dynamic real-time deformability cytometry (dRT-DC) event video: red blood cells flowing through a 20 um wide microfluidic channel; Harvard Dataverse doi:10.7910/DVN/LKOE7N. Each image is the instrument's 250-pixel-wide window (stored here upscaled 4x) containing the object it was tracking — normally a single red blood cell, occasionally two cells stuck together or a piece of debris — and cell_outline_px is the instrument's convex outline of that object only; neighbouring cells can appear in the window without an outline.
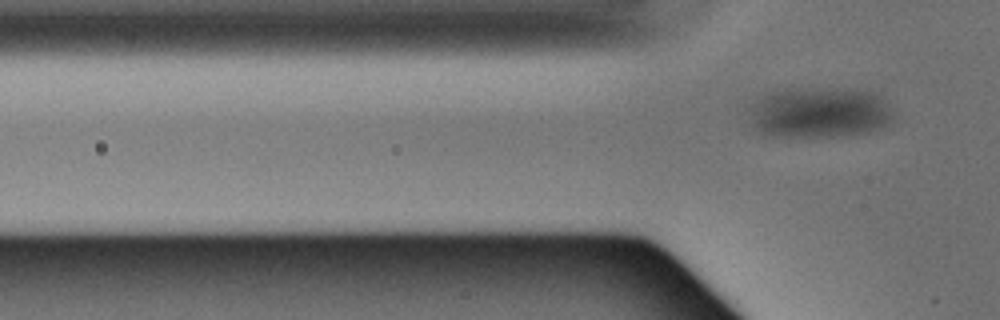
{"species": "Egyptian fruit bat (a non-hibernating species)", "species_latin": "Rousettus aegyptiacus", "temperature_condition": "warm", "stored_images_in_passage": 6, "camera_frame_rate_fps": 3000, "um_per_image_px": 0.085, "animal": {"sex": "male"}, "frame": {"image": 1, "passage_image": 6, "time_ms": 1.667, "image_size_px": [1000, 320], "cell_outline_px": [[896, 120], [892, 124], [872, 132], [844, 136], [772, 136], [764, 132], [752, 124], [752, 108], [764, 96], [776, 92], [800, 88], [864, 92], [876, 96], [888, 104]], "centroid_in_image_um": [69.76, 9.62], "position_along_channel_um": 56.0, "area_um2": 41.21}}